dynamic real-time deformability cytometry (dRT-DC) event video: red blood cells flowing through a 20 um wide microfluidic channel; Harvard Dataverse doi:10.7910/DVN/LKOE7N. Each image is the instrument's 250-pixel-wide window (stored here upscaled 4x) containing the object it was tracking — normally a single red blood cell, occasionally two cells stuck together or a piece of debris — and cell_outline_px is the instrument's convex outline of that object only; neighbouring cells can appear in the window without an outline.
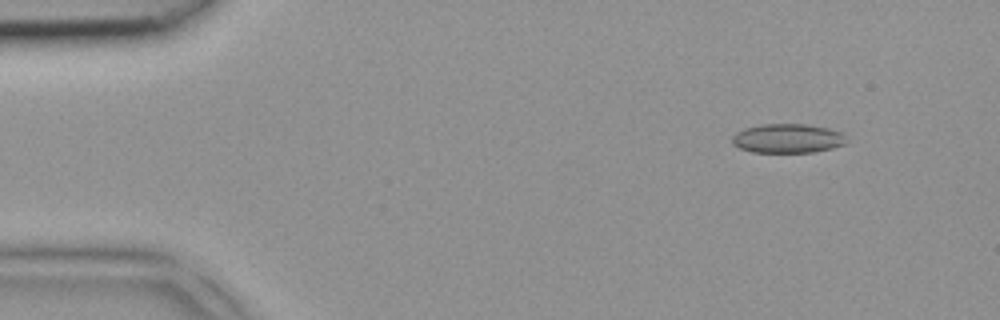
{"species": "common noctule bat (a hibernating species)", "species_latin": "Nyctalus noctula", "temperature_condition": "room temperature", "stored_images_in_passage": 4, "camera_frame_rate_fps": 3000, "um_per_image_px": 0.085, "animal": {"sex": "female", "body_mass_g": 18.4}, "frame": {"image": 1, "passage_image": 2, "time_ms": 0.333, "image_size_px": [1000, 320], "cell_outline_px": [[848, 140], [844, 144], [832, 148], [812, 152], [752, 152], [740, 148], [732, 144], [732, 136], [736, 132], [744, 128], [764, 124], [808, 124], [828, 128], [844, 132]], "centroid_in_image_um": [66.97, 11.76], "position_along_channel_um": 18.0, "area_um2": 19.59}}
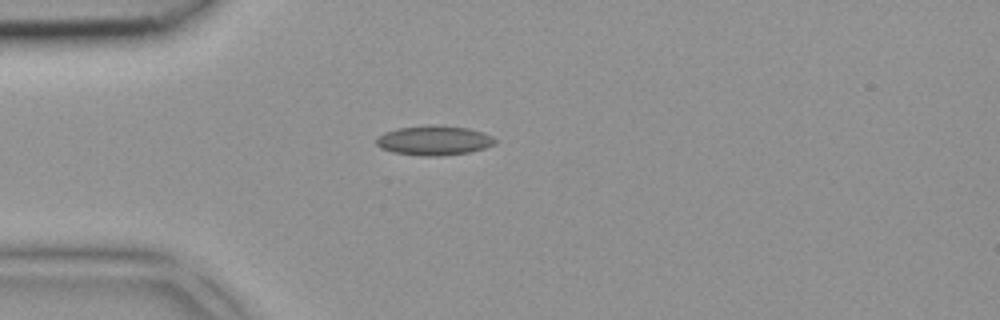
{"frame": {"image": 2, "passage_image": 4, "time_ms": 1.0, "image_size_px": [1000, 320], "cell_outline_px": [[496, 144], [484, 148], [468, 152], [440, 156], [420, 156], [392, 152], [380, 148], [376, 144], [376, 140], [384, 132], [400, 128], [468, 128], [484, 132], [492, 136], [496, 140]], "centroid_in_image_um": [36.91, 12.0], "position_along_channel_um": 48.1, "area_um2": 19.54}}